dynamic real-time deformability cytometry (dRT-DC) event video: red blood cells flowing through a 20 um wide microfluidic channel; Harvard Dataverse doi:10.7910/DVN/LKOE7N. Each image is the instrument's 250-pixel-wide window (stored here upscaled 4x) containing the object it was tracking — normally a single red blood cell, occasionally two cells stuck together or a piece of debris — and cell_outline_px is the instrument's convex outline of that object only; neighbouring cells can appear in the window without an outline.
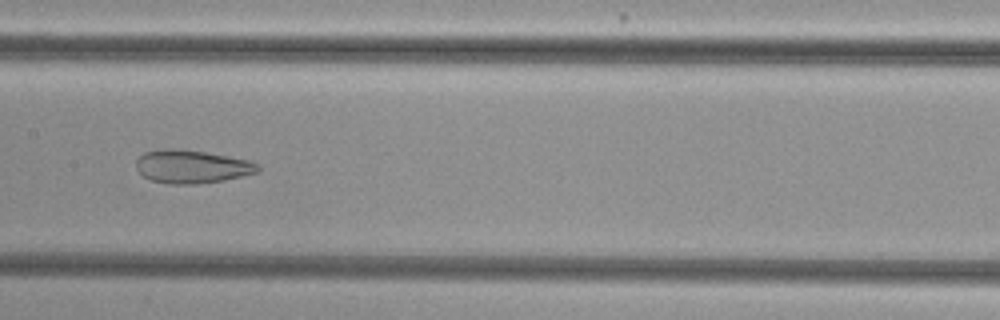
{"species": "common noctule bat (a hibernating species)", "species_latin": "Nyctalus noctula", "temperature_condition": "cold", "stored_images_in_passage": 52, "camera_frame_rate_fps": 3000, "um_per_image_px": 0.085, "animal": {"sex": "female", "body_mass_g": 29.2, "forearm_length_mm": 56.3}, "frame": {"image": 1, "passage_image": 25, "time_ms": 8.0, "image_size_px": [1000, 320], "cell_outline_px": [[260, 172], [224, 180], [192, 184], [168, 184], [152, 180], [144, 176], [136, 168], [136, 160], [144, 152], [164, 148], [172, 148], [204, 152], [248, 160], [260, 164]], "centroid_in_image_um": [16.31, 14.16], "position_along_channel_um": 191.1, "area_um2": 23.47}}
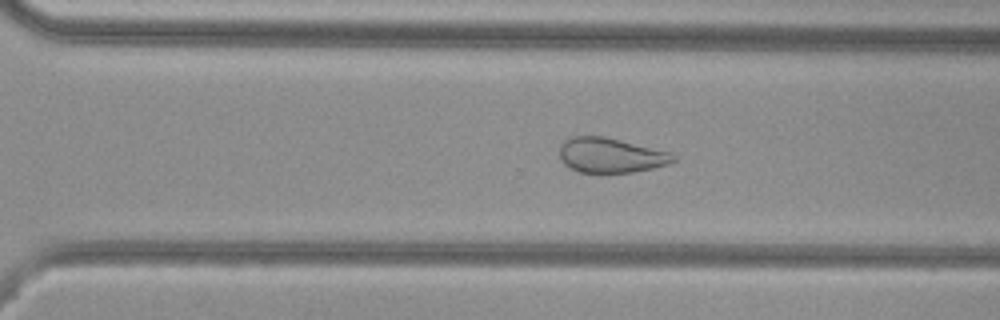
{"frame": {"image": 2, "passage_image": 35, "time_ms": 11.333, "image_size_px": [1000, 320], "cell_outline_px": [[676, 160], [668, 164], [652, 168], [632, 172], [600, 176], [580, 172], [568, 168], [560, 160], [560, 144], [564, 140], [572, 136], [604, 136], [672, 152], [676, 156]], "centroid_in_image_um": [51.88, 13.24], "position_along_channel_um": 318.7, "area_um2": 23.99}}
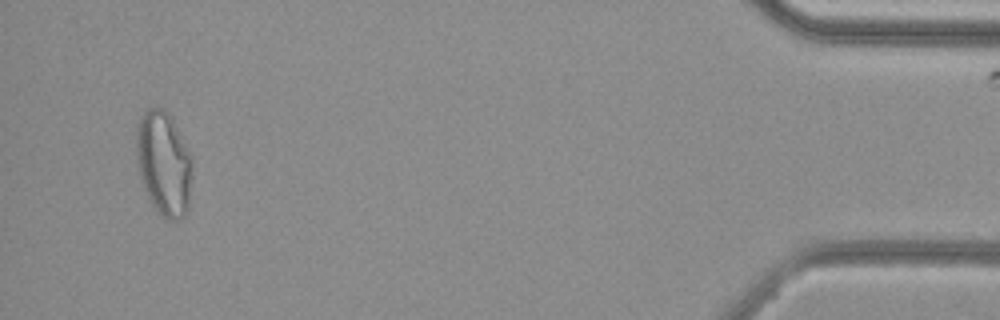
{"frame": {"image": 3, "passage_image": 49, "time_ms": 16.0, "image_size_px": [1000, 320], "cell_outline_px": [[192, 176], [188, 212], [176, 224], [164, 220], [156, 212], [144, 192], [140, 180], [136, 160], [136, 128], [144, 112], [148, 108], [160, 108], [168, 112], [172, 116], [192, 156]], "centroid_in_image_um": [13.93, 13.98], "position_along_channel_um": 421.3, "area_um2": 35.26}, "authors_computed_cell_mechanics": {"area_um2": 29.9404, "velocity_mm_per_s": 3.8348, "shape_relaxation_time_tau1_ms": null, "shape_relaxation_time_tau2_ms": 1.9466, "deformation_change_tau1": null, "deformation_change_tau2": 0.0954}}